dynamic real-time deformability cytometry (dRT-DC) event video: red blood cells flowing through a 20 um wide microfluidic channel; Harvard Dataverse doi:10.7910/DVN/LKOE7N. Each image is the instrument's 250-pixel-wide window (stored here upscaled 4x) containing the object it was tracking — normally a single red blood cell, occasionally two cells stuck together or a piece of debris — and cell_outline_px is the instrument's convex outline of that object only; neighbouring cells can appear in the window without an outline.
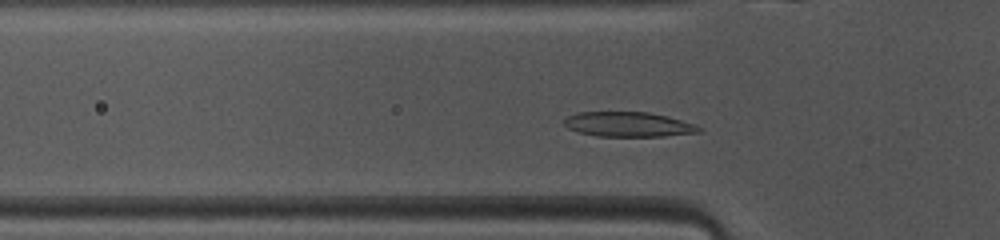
{"species": "common noctule bat (a hibernating species)", "species_latin": "Nyctalus noctula", "temperature_condition": "warm", "stored_images_in_passage": 39, "camera_frame_rate_fps": 3000, "um_per_image_px": 0.085, "animal": {"sex": "female", "body_mass_g": 10.0, "forearm_length_mm": 53.1}, "frame": {"image": 1, "passage_image": 4, "time_ms": 1.0, "image_size_px": [1000, 240], "cell_outline_px": [[704, 132], [664, 136], [596, 136], [580, 132], [568, 128], [564, 124], [564, 120], [568, 116], [580, 112], [648, 112], [668, 116], [696, 124], [704, 128]], "centroid_in_image_um": [53.5, 10.57], "position_along_channel_um": 72.3, "area_um2": 19.59}}
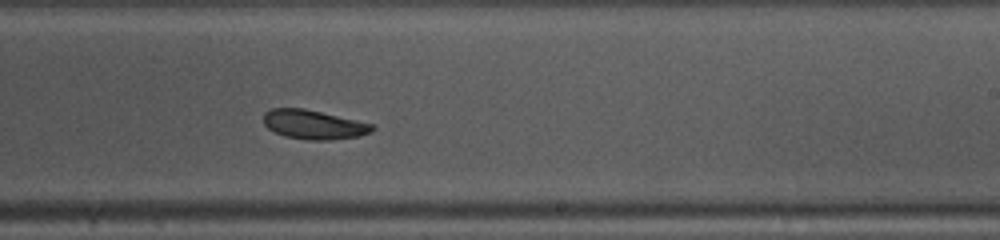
{"frame": {"image": 2, "passage_image": 18, "time_ms": 5.667, "image_size_px": [1000, 240], "cell_outline_px": [[376, 128], [372, 132], [360, 136], [328, 140], [308, 140], [284, 136], [268, 128], [264, 124], [264, 112], [272, 108], [304, 108], [372, 124]], "centroid_in_image_um": [26.66, 10.59], "position_along_channel_um": 262.3, "area_um2": 18.38}}
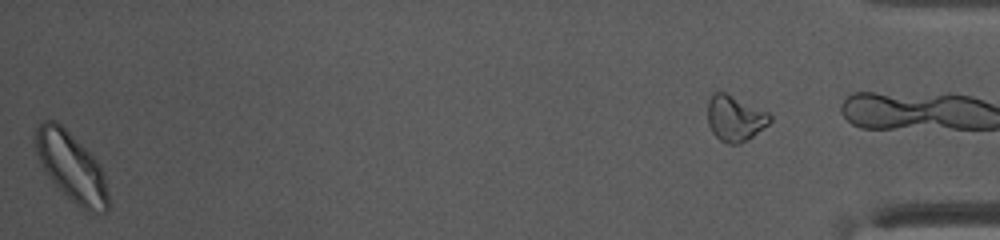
{"frame": {"image": 3, "passage_image": 38, "time_ms": 12.333, "image_size_px": [1000, 240], "cell_outline_px": [[108, 208], [104, 212], [88, 212], [80, 208], [52, 180], [44, 168], [36, 152], [36, 128], [44, 120], [56, 120], [100, 164], [104, 172], [108, 192]], "centroid_in_image_um": [6.1, 14.2], "position_along_channel_um": 429.1, "area_um2": 28.44}, "authors_computed_cell_mechanics": {"area_um2": 19.5364, "velocity_mm_per_s": 4.0519, "shape_relaxation_time_tau1_ms": 2.4138, "shape_relaxation_time_tau2_ms": 2.5017, "deformation_change_tau1": 0.1206, "deformation_change_tau2": 0.0622}}